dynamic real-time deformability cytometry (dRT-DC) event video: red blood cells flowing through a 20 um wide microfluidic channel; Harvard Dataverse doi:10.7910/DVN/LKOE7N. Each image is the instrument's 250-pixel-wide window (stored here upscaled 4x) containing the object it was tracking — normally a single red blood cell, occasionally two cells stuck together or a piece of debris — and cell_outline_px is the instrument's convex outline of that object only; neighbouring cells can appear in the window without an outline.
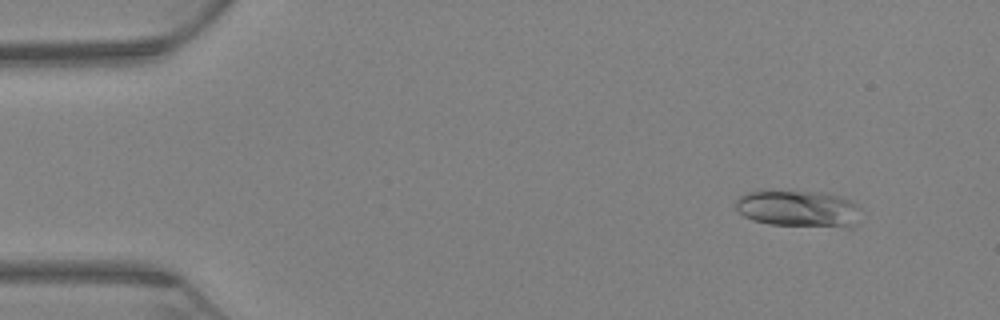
{"species": "Egyptian fruit bat (a non-hibernating species)", "species_latin": "Rousettus aegyptiacus", "temperature_condition": "warm", "stored_images_in_passage": 68, "camera_frame_rate_fps": 3000, "um_per_image_px": 0.085, "animal": {"sex": "female"}, "frame": {"image": 1, "passage_image": 7, "time_ms": 2.0, "image_size_px": [1000, 320], "cell_outline_px": [[860, 208], [852, 224], [848, 228], [768, 224], [752, 220], [744, 216], [736, 208], [736, 200], [740, 196], [748, 192], [768, 188], [824, 192], [840, 196], [852, 200], [860, 204]], "centroid_in_image_um": [67.83, 17.69], "position_along_channel_um": 17.2, "area_um2": 27.63}}
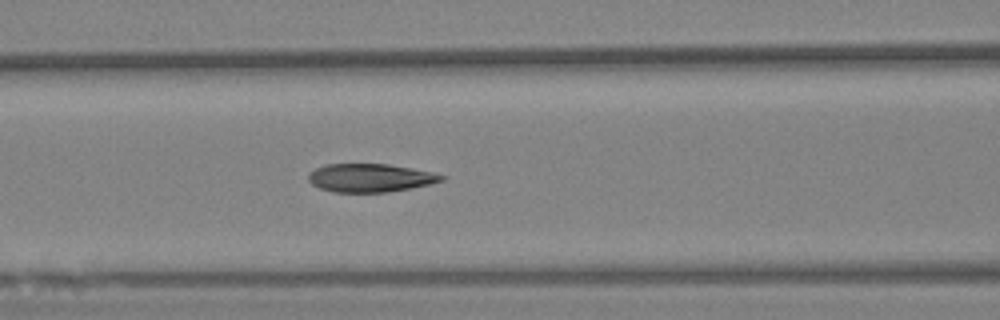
{"frame": {"image": 2, "passage_image": 29, "time_ms": 9.333, "image_size_px": [1000, 320], "cell_outline_px": [[448, 176], [444, 180], [412, 188], [388, 192], [332, 192], [320, 188], [312, 184], [308, 180], [308, 176], [316, 168], [324, 164], [388, 164], [412, 168], [432, 172]], "centroid_in_image_um": [31.49, 15.12], "position_along_channel_um": 135.1, "area_um2": 21.96}}
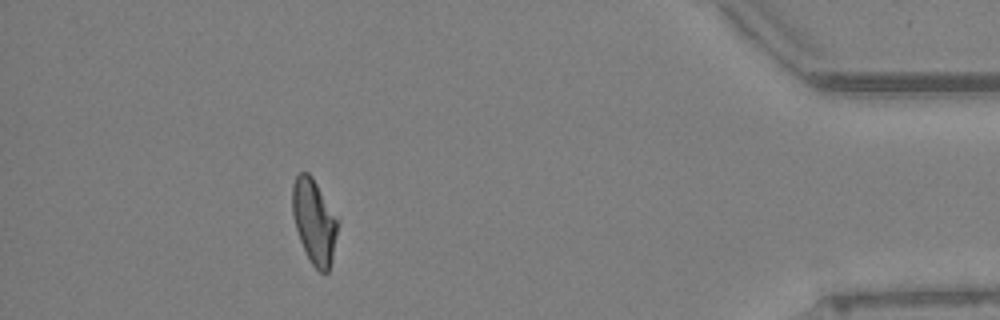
{"frame": {"image": 3, "passage_image": 61, "time_ms": 20.0, "image_size_px": [1000, 320], "cell_outline_px": [[340, 220], [332, 256], [328, 272], [320, 272], [312, 264], [300, 240], [296, 228], [292, 212], [292, 184], [296, 176], [300, 172], [308, 172], [312, 176]], "centroid_in_image_um": [26.71, 18.77], "position_along_channel_um": 408.5, "area_um2": 22.31}, "authors_computed_cell_mechanics": {"area_um2": 22.9177, "velocity_mm_per_s": 3.0505, "shape_relaxation_time_tau1_ms": 9.5019, "shape_relaxation_time_tau2_ms": 2.1527, "deformation_change_tau1": 0.2354, "deformation_change_tau2": 0.0725}}